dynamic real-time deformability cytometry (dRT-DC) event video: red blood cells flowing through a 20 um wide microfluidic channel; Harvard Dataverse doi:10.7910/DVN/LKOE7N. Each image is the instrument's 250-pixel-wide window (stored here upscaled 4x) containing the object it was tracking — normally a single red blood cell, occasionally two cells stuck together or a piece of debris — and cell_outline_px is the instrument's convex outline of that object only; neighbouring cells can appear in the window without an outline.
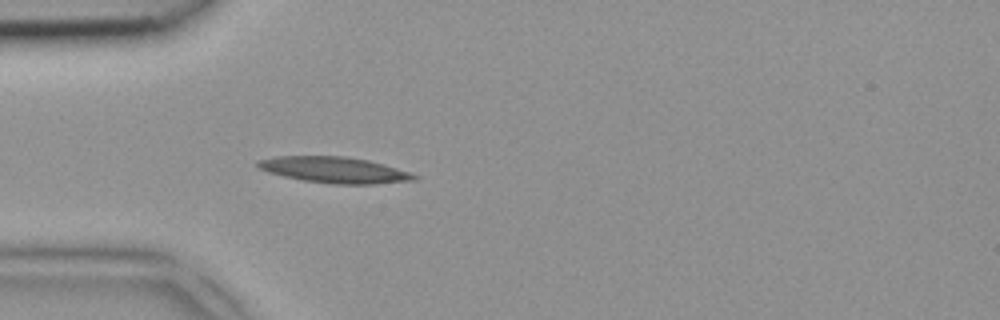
{"species": "common noctule bat (a hibernating species)", "species_latin": "Nyctalus noctula", "temperature_condition": "room temperature", "stored_images_in_passage": 3, "camera_frame_rate_fps": 3000, "um_per_image_px": 0.085, "animal": {"sex": "female", "body_mass_g": 18.4}, "frame": {"image": 1, "passage_image": 3, "time_ms": 0.667, "image_size_px": [1000, 320], "cell_outline_px": [[420, 176], [416, 180], [376, 184], [332, 184], [304, 180], [284, 176], [268, 172], [260, 168], [256, 164], [256, 160], [276, 156], [344, 156], [368, 160], [384, 164], [412, 172]], "centroid_in_image_um": [28.47, 14.44], "position_along_channel_um": 56.5, "area_um2": 23.87}}